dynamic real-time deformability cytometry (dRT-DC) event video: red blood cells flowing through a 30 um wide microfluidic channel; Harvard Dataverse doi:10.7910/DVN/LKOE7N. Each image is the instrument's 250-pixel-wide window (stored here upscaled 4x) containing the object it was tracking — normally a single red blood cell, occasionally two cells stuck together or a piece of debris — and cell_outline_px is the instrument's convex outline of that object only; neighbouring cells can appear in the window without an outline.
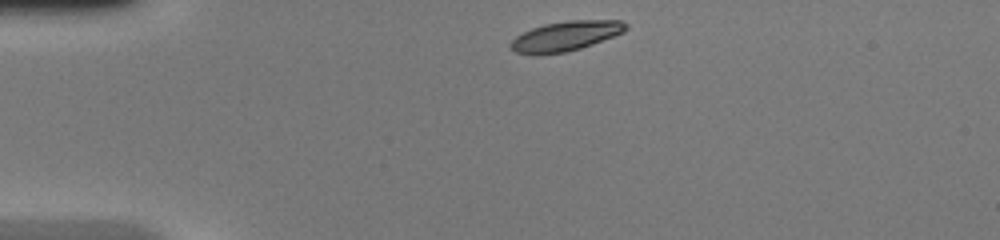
{"species": "common noctule bat (a hibernating species)", "species_latin": "Nyctalus noctula", "temperature_condition": "warm", "stored_images_in_passage": 39, "camera_frame_rate_fps": 3000, "um_per_image_px": 0.085, "animal": {"sex": "female", "body_mass_g": 20.0, "forearm_length_mm": 54.0}, "frame": {"image": 1, "passage_image": 1, "time_ms": 0.0, "image_size_px": [1000, 240], "cell_outline_px": [[628, 28], [624, 32], [592, 44], [580, 48], [564, 52], [536, 56], [516, 52], [512, 48], [512, 40], [516, 36], [532, 28], [544, 24], [568, 20], [620, 20], [628, 24]], "centroid_in_image_um": [48.1, 3.06], "position_along_channel_um": 36.9, "area_um2": 19.94}}
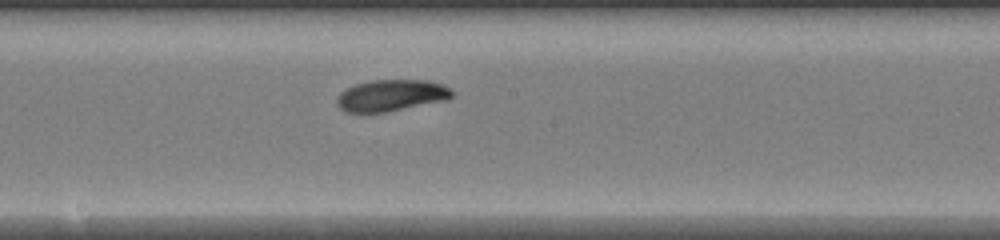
{"frame": {"image": 2, "passage_image": 17, "time_ms": 5.333, "image_size_px": [1000, 240], "cell_outline_px": [[452, 96], [448, 100], [388, 112], [344, 112], [336, 104], [336, 100], [340, 92], [356, 84], [372, 80], [428, 80], [444, 84], [452, 92]], "centroid_in_image_um": [33.26, 8.11], "position_along_channel_um": 214.9, "area_um2": 21.27}}
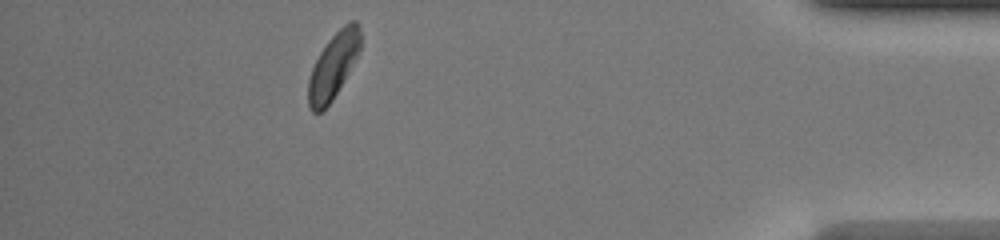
{"frame": {"image": 3, "passage_image": 34, "time_ms": 11.0, "image_size_px": [1000, 240], "cell_outline_px": [[360, 48], [344, 80], [332, 100], [324, 112], [312, 112], [308, 108], [308, 80], [312, 68], [320, 52], [328, 40], [344, 24], [352, 20], [356, 20], [360, 32]], "centroid_in_image_um": [28.3, 5.63], "position_along_channel_um": 406.9, "area_um2": 19.65}, "authors_computed_cell_mechanics": {"area_um2": 20.808, "velocity_mm_per_s": 4.2107, "shape_relaxation_time_tau1_ms": 3.1604, "shape_relaxation_time_tau2_ms": null, "deformation_change_tau1": 0.1459, "deformation_change_tau2": null}}